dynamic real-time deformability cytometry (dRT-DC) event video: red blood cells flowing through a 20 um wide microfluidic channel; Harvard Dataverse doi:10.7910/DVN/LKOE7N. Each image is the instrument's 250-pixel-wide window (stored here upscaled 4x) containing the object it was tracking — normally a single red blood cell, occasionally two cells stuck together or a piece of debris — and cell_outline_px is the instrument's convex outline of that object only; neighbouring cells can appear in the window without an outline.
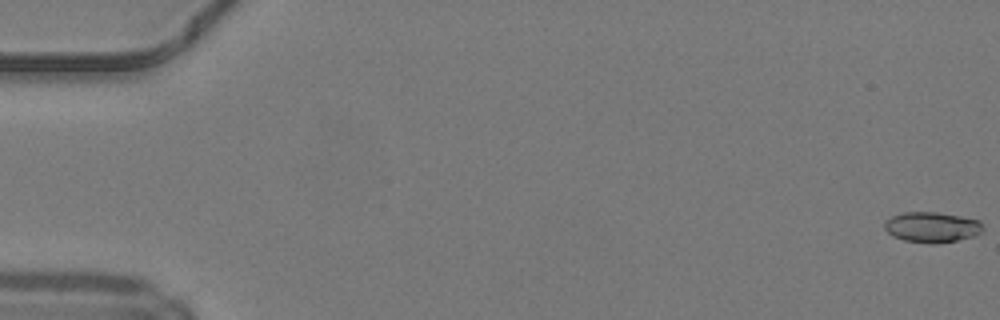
{"species": "common noctule bat (a hibernating species)", "species_latin": "Nyctalus noctula", "temperature_condition": "warm", "stored_images_in_passage": 50, "camera_frame_rate_fps": 3000, "um_per_image_px": 0.085, "animal": {"sex": "male", "body_mass_g": 19.2, "forearm_length_mm": 51.8}, "frame": {"image": 1, "passage_image": 1, "time_ms": 0.0, "image_size_px": [1000, 320], "cell_outline_px": [[984, 232], [976, 236], [956, 240], [932, 244], [904, 240], [892, 236], [884, 228], [884, 220], [892, 216], [904, 212], [936, 212], [960, 216], [980, 220], [984, 228]], "centroid_in_image_um": [79.23, 19.31], "position_along_channel_um": 5.8, "area_um2": 17.63}}
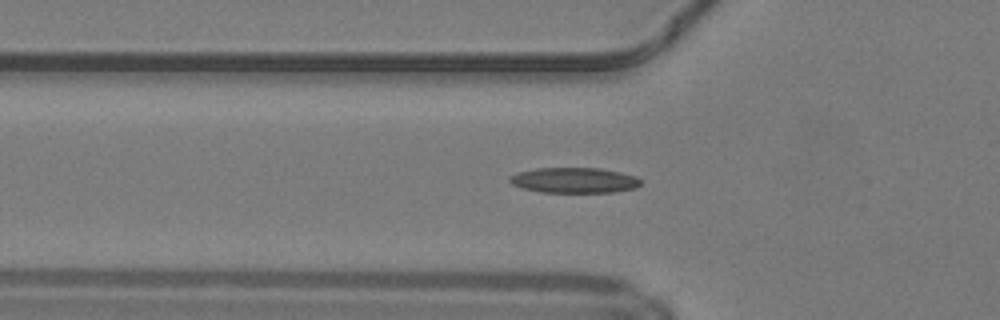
{"frame": {"image": 2, "passage_image": 18, "time_ms": 5.667, "image_size_px": [1000, 320], "cell_outline_px": [[640, 184], [636, 188], [612, 192], [540, 192], [524, 188], [512, 184], [508, 180], [508, 176], [516, 172], [536, 168], [600, 168], [620, 172], [636, 176], [640, 180]], "centroid_in_image_um": [48.78, 15.31], "position_along_channel_um": 77.0, "area_um2": 19.42}}
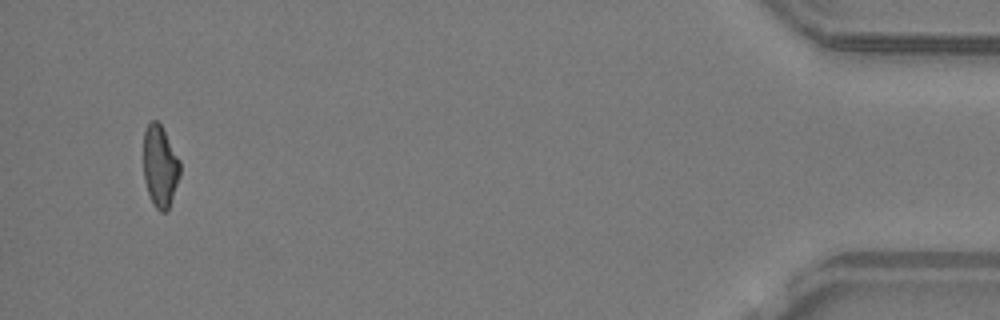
{"frame": {"image": 3, "passage_image": 48, "time_ms": 15.667, "image_size_px": [1000, 320], "cell_outline_px": [[180, 176], [168, 208], [164, 212], [160, 212], [152, 204], [144, 180], [144, 128], [152, 120], [156, 120], [160, 124], [180, 160]], "centroid_in_image_um": [13.6, 14.13], "position_along_channel_um": 421.6, "area_um2": 17.28}, "authors_computed_cell_mechanics": {"area_um2": 18.1492, "velocity_mm_per_s": 4.2392, "shape_relaxation_time_tau1_ms": null, "shape_relaxation_time_tau2_ms": 4.7872, "deformation_change_tau1": null, "deformation_change_tau2": 0.1425}}